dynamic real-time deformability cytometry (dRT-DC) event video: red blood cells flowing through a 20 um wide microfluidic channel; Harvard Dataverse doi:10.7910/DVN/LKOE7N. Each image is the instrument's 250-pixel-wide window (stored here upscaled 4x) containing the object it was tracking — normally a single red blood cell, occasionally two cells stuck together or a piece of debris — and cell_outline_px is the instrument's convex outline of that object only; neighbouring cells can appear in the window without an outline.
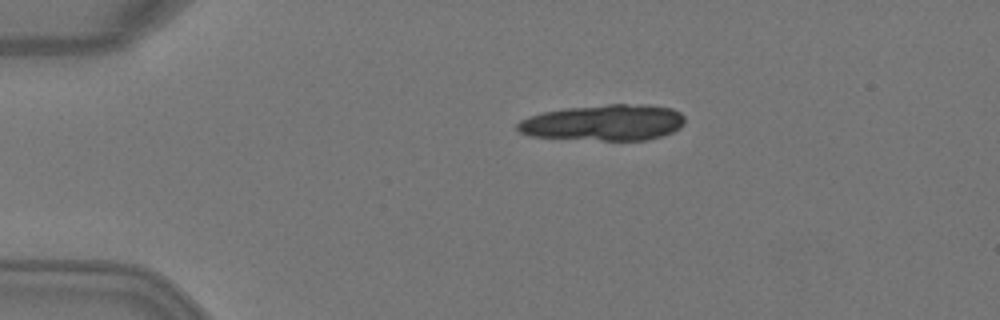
{"species": "Egyptian fruit bat (a non-hibernating species)", "species_latin": "Rousettus aegyptiacus", "temperature_condition": "warm", "stored_images_in_passage": 3, "camera_frame_rate_fps": 3000, "um_per_image_px": 0.085, "animal": {"sex": "female"}, "frame": {"image": 1, "passage_image": 1, "time_ms": 0.0, "image_size_px": [1000, 320], "cell_outline_px": [[684, 124], [680, 128], [672, 132], [648, 140], [600, 140], [528, 136], [520, 132], [516, 128], [516, 124], [520, 120], [528, 116], [544, 112], [564, 108], [608, 104], [648, 104], [672, 108], [680, 112], [684, 116]], "centroid_in_image_um": [51.33, 10.41], "position_along_channel_um": 33.7, "area_um2": 35.37}}
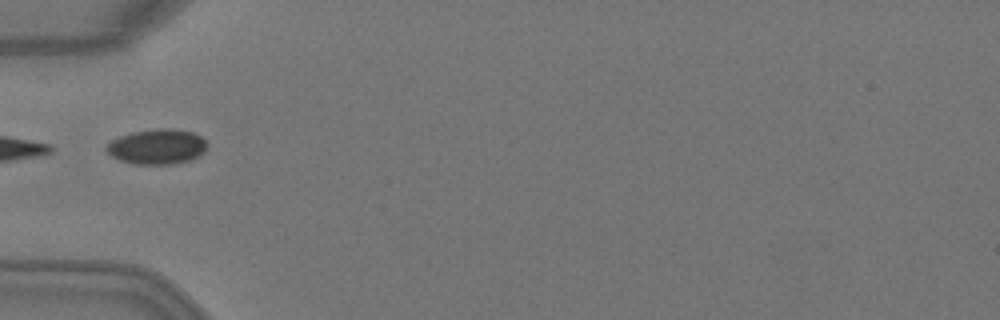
{"frame": {"image": 2, "passage_image": 3, "time_ms": 0.667, "image_size_px": [1000, 320], "cell_outline_px": [[208, 144], [204, 152], [200, 156], [192, 160], [172, 164], [136, 164], [120, 160], [112, 156], [104, 148], [112, 140], [120, 136], [132, 132], [156, 128], [172, 128], [192, 132], [200, 136]], "centroid_in_image_um": [13.38, 12.46], "position_along_channel_um": 71.6, "area_um2": 20.69}}